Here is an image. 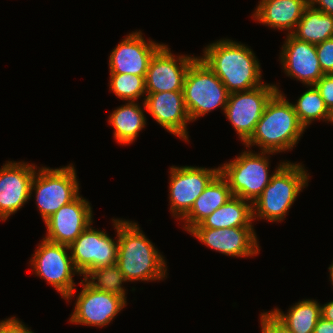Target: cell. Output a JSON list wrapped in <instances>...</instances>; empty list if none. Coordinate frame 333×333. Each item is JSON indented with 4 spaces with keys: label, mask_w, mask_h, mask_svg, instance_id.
Listing matches in <instances>:
<instances>
[{
    "label": "cell",
    "mask_w": 333,
    "mask_h": 333,
    "mask_svg": "<svg viewBox=\"0 0 333 333\" xmlns=\"http://www.w3.org/2000/svg\"><path fill=\"white\" fill-rule=\"evenodd\" d=\"M199 57L222 81L229 93L252 90L264 84L257 56L241 42L219 39L206 45Z\"/></svg>",
    "instance_id": "cell-1"
},
{
    "label": "cell",
    "mask_w": 333,
    "mask_h": 333,
    "mask_svg": "<svg viewBox=\"0 0 333 333\" xmlns=\"http://www.w3.org/2000/svg\"><path fill=\"white\" fill-rule=\"evenodd\" d=\"M166 263L138 223L118 219L117 265L128 282L164 280L168 274Z\"/></svg>",
    "instance_id": "cell-2"
},
{
    "label": "cell",
    "mask_w": 333,
    "mask_h": 333,
    "mask_svg": "<svg viewBox=\"0 0 333 333\" xmlns=\"http://www.w3.org/2000/svg\"><path fill=\"white\" fill-rule=\"evenodd\" d=\"M277 91L267 103L250 139L244 144L260 151L280 153L291 151L300 141L305 127L300 123L291 102Z\"/></svg>",
    "instance_id": "cell-3"
},
{
    "label": "cell",
    "mask_w": 333,
    "mask_h": 333,
    "mask_svg": "<svg viewBox=\"0 0 333 333\" xmlns=\"http://www.w3.org/2000/svg\"><path fill=\"white\" fill-rule=\"evenodd\" d=\"M269 184L252 204L253 220L281 222L300 192L308 186L310 175L302 163L280 162Z\"/></svg>",
    "instance_id": "cell-4"
},
{
    "label": "cell",
    "mask_w": 333,
    "mask_h": 333,
    "mask_svg": "<svg viewBox=\"0 0 333 333\" xmlns=\"http://www.w3.org/2000/svg\"><path fill=\"white\" fill-rule=\"evenodd\" d=\"M228 96L225 85L198 56L190 64L183 86V98L190 121L193 122L219 107L224 114Z\"/></svg>",
    "instance_id": "cell-5"
},
{
    "label": "cell",
    "mask_w": 333,
    "mask_h": 333,
    "mask_svg": "<svg viewBox=\"0 0 333 333\" xmlns=\"http://www.w3.org/2000/svg\"><path fill=\"white\" fill-rule=\"evenodd\" d=\"M245 150L232 161L220 165V174L227 180L233 196L253 204L270 182L273 174L269 172V157L275 154L268 151L256 153L247 147Z\"/></svg>",
    "instance_id": "cell-6"
},
{
    "label": "cell",
    "mask_w": 333,
    "mask_h": 333,
    "mask_svg": "<svg viewBox=\"0 0 333 333\" xmlns=\"http://www.w3.org/2000/svg\"><path fill=\"white\" fill-rule=\"evenodd\" d=\"M77 172L72 163L60 168L38 167L31 184V197L45 222L62 206L80 195Z\"/></svg>",
    "instance_id": "cell-7"
},
{
    "label": "cell",
    "mask_w": 333,
    "mask_h": 333,
    "mask_svg": "<svg viewBox=\"0 0 333 333\" xmlns=\"http://www.w3.org/2000/svg\"><path fill=\"white\" fill-rule=\"evenodd\" d=\"M36 276L41 277L60 293L63 299L76 296V283L73 277L80 275L71 258L70 247L42 239L29 261Z\"/></svg>",
    "instance_id": "cell-8"
},
{
    "label": "cell",
    "mask_w": 333,
    "mask_h": 333,
    "mask_svg": "<svg viewBox=\"0 0 333 333\" xmlns=\"http://www.w3.org/2000/svg\"><path fill=\"white\" fill-rule=\"evenodd\" d=\"M277 86L264 83L252 90L229 93L224 114L243 142L242 145L254 133L271 97L277 91L282 92Z\"/></svg>",
    "instance_id": "cell-9"
},
{
    "label": "cell",
    "mask_w": 333,
    "mask_h": 333,
    "mask_svg": "<svg viewBox=\"0 0 333 333\" xmlns=\"http://www.w3.org/2000/svg\"><path fill=\"white\" fill-rule=\"evenodd\" d=\"M169 176V205L172 216L181 220L192 208L195 200L220 173L214 168L171 166Z\"/></svg>",
    "instance_id": "cell-10"
},
{
    "label": "cell",
    "mask_w": 333,
    "mask_h": 333,
    "mask_svg": "<svg viewBox=\"0 0 333 333\" xmlns=\"http://www.w3.org/2000/svg\"><path fill=\"white\" fill-rule=\"evenodd\" d=\"M116 238L106 231L89 225L69 246L75 268L83 276L87 271L117 263L118 256V218H112Z\"/></svg>",
    "instance_id": "cell-11"
},
{
    "label": "cell",
    "mask_w": 333,
    "mask_h": 333,
    "mask_svg": "<svg viewBox=\"0 0 333 333\" xmlns=\"http://www.w3.org/2000/svg\"><path fill=\"white\" fill-rule=\"evenodd\" d=\"M77 294L75 306L70 315L69 322L91 327H104L127 306V299L113 293L95 290L89 287L83 280Z\"/></svg>",
    "instance_id": "cell-12"
},
{
    "label": "cell",
    "mask_w": 333,
    "mask_h": 333,
    "mask_svg": "<svg viewBox=\"0 0 333 333\" xmlns=\"http://www.w3.org/2000/svg\"><path fill=\"white\" fill-rule=\"evenodd\" d=\"M37 165L6 161L0 168V221H6L31 198V184Z\"/></svg>",
    "instance_id": "cell-13"
},
{
    "label": "cell",
    "mask_w": 333,
    "mask_h": 333,
    "mask_svg": "<svg viewBox=\"0 0 333 333\" xmlns=\"http://www.w3.org/2000/svg\"><path fill=\"white\" fill-rule=\"evenodd\" d=\"M173 54L166 44L154 54L145 77L146 93L183 91L188 68L198 56Z\"/></svg>",
    "instance_id": "cell-14"
},
{
    "label": "cell",
    "mask_w": 333,
    "mask_h": 333,
    "mask_svg": "<svg viewBox=\"0 0 333 333\" xmlns=\"http://www.w3.org/2000/svg\"><path fill=\"white\" fill-rule=\"evenodd\" d=\"M188 233L210 249L230 257H254L260 252L254 227L191 228Z\"/></svg>",
    "instance_id": "cell-15"
},
{
    "label": "cell",
    "mask_w": 333,
    "mask_h": 333,
    "mask_svg": "<svg viewBox=\"0 0 333 333\" xmlns=\"http://www.w3.org/2000/svg\"><path fill=\"white\" fill-rule=\"evenodd\" d=\"M163 45L152 39L145 40L140 30L129 33L111 51L109 73L134 74L145 78L152 57Z\"/></svg>",
    "instance_id": "cell-16"
},
{
    "label": "cell",
    "mask_w": 333,
    "mask_h": 333,
    "mask_svg": "<svg viewBox=\"0 0 333 333\" xmlns=\"http://www.w3.org/2000/svg\"><path fill=\"white\" fill-rule=\"evenodd\" d=\"M91 203L79 195L75 200L62 206L44 223L47 241L70 246L79 235L93 224Z\"/></svg>",
    "instance_id": "cell-17"
},
{
    "label": "cell",
    "mask_w": 333,
    "mask_h": 333,
    "mask_svg": "<svg viewBox=\"0 0 333 333\" xmlns=\"http://www.w3.org/2000/svg\"><path fill=\"white\" fill-rule=\"evenodd\" d=\"M146 112L167 132L189 142L190 117L185 106L183 91L147 93Z\"/></svg>",
    "instance_id": "cell-18"
},
{
    "label": "cell",
    "mask_w": 333,
    "mask_h": 333,
    "mask_svg": "<svg viewBox=\"0 0 333 333\" xmlns=\"http://www.w3.org/2000/svg\"><path fill=\"white\" fill-rule=\"evenodd\" d=\"M279 56L286 76L295 78L305 86L315 85L324 75L317 56L316 46L286 34Z\"/></svg>",
    "instance_id": "cell-19"
},
{
    "label": "cell",
    "mask_w": 333,
    "mask_h": 333,
    "mask_svg": "<svg viewBox=\"0 0 333 333\" xmlns=\"http://www.w3.org/2000/svg\"><path fill=\"white\" fill-rule=\"evenodd\" d=\"M308 5L309 0H260L252 18L272 29L292 34Z\"/></svg>",
    "instance_id": "cell-20"
},
{
    "label": "cell",
    "mask_w": 333,
    "mask_h": 333,
    "mask_svg": "<svg viewBox=\"0 0 333 333\" xmlns=\"http://www.w3.org/2000/svg\"><path fill=\"white\" fill-rule=\"evenodd\" d=\"M233 197L227 180L219 173L195 200L190 211L181 219L185 231L198 225L207 216Z\"/></svg>",
    "instance_id": "cell-21"
},
{
    "label": "cell",
    "mask_w": 333,
    "mask_h": 333,
    "mask_svg": "<svg viewBox=\"0 0 333 333\" xmlns=\"http://www.w3.org/2000/svg\"><path fill=\"white\" fill-rule=\"evenodd\" d=\"M138 101H128L126 104L113 110L108 116V123L114 128V138L120 145L132 144L145 129L147 118L144 112L146 107Z\"/></svg>",
    "instance_id": "cell-22"
},
{
    "label": "cell",
    "mask_w": 333,
    "mask_h": 333,
    "mask_svg": "<svg viewBox=\"0 0 333 333\" xmlns=\"http://www.w3.org/2000/svg\"><path fill=\"white\" fill-rule=\"evenodd\" d=\"M252 222H254L252 203L233 196L224 205L192 228L253 227Z\"/></svg>",
    "instance_id": "cell-23"
},
{
    "label": "cell",
    "mask_w": 333,
    "mask_h": 333,
    "mask_svg": "<svg viewBox=\"0 0 333 333\" xmlns=\"http://www.w3.org/2000/svg\"><path fill=\"white\" fill-rule=\"evenodd\" d=\"M284 312L275 307L273 315L292 333H314L318 319L321 317V304L316 299L299 300Z\"/></svg>",
    "instance_id": "cell-24"
},
{
    "label": "cell",
    "mask_w": 333,
    "mask_h": 333,
    "mask_svg": "<svg viewBox=\"0 0 333 333\" xmlns=\"http://www.w3.org/2000/svg\"><path fill=\"white\" fill-rule=\"evenodd\" d=\"M292 35L298 40L317 45L333 37V16L309 4Z\"/></svg>",
    "instance_id": "cell-25"
},
{
    "label": "cell",
    "mask_w": 333,
    "mask_h": 333,
    "mask_svg": "<svg viewBox=\"0 0 333 333\" xmlns=\"http://www.w3.org/2000/svg\"><path fill=\"white\" fill-rule=\"evenodd\" d=\"M310 87V88H308ZM303 94L300 95L296 103L292 102L294 110L298 116L300 123L305 129L315 120H323V122L332 121V113L326 107L319 90L315 85L307 86Z\"/></svg>",
    "instance_id": "cell-26"
},
{
    "label": "cell",
    "mask_w": 333,
    "mask_h": 333,
    "mask_svg": "<svg viewBox=\"0 0 333 333\" xmlns=\"http://www.w3.org/2000/svg\"><path fill=\"white\" fill-rule=\"evenodd\" d=\"M82 280L95 290L105 291L122 296L125 299L127 298V289H125L123 284L128 281L120 271L117 263L89 270L83 275Z\"/></svg>",
    "instance_id": "cell-27"
},
{
    "label": "cell",
    "mask_w": 333,
    "mask_h": 333,
    "mask_svg": "<svg viewBox=\"0 0 333 333\" xmlns=\"http://www.w3.org/2000/svg\"><path fill=\"white\" fill-rule=\"evenodd\" d=\"M109 89L120 100L137 101L146 97L145 78L134 74L109 73ZM145 95V96H144Z\"/></svg>",
    "instance_id": "cell-28"
},
{
    "label": "cell",
    "mask_w": 333,
    "mask_h": 333,
    "mask_svg": "<svg viewBox=\"0 0 333 333\" xmlns=\"http://www.w3.org/2000/svg\"><path fill=\"white\" fill-rule=\"evenodd\" d=\"M315 46L323 74H333V37Z\"/></svg>",
    "instance_id": "cell-29"
},
{
    "label": "cell",
    "mask_w": 333,
    "mask_h": 333,
    "mask_svg": "<svg viewBox=\"0 0 333 333\" xmlns=\"http://www.w3.org/2000/svg\"><path fill=\"white\" fill-rule=\"evenodd\" d=\"M261 333H292L271 311L260 314Z\"/></svg>",
    "instance_id": "cell-30"
},
{
    "label": "cell",
    "mask_w": 333,
    "mask_h": 333,
    "mask_svg": "<svg viewBox=\"0 0 333 333\" xmlns=\"http://www.w3.org/2000/svg\"><path fill=\"white\" fill-rule=\"evenodd\" d=\"M328 110L333 114V74H324L315 84Z\"/></svg>",
    "instance_id": "cell-31"
},
{
    "label": "cell",
    "mask_w": 333,
    "mask_h": 333,
    "mask_svg": "<svg viewBox=\"0 0 333 333\" xmlns=\"http://www.w3.org/2000/svg\"><path fill=\"white\" fill-rule=\"evenodd\" d=\"M0 333H34L15 316L0 321Z\"/></svg>",
    "instance_id": "cell-32"
},
{
    "label": "cell",
    "mask_w": 333,
    "mask_h": 333,
    "mask_svg": "<svg viewBox=\"0 0 333 333\" xmlns=\"http://www.w3.org/2000/svg\"><path fill=\"white\" fill-rule=\"evenodd\" d=\"M309 4L317 10L333 16V0H309Z\"/></svg>",
    "instance_id": "cell-33"
},
{
    "label": "cell",
    "mask_w": 333,
    "mask_h": 333,
    "mask_svg": "<svg viewBox=\"0 0 333 333\" xmlns=\"http://www.w3.org/2000/svg\"><path fill=\"white\" fill-rule=\"evenodd\" d=\"M314 333H333V322L320 317L315 326Z\"/></svg>",
    "instance_id": "cell-34"
},
{
    "label": "cell",
    "mask_w": 333,
    "mask_h": 333,
    "mask_svg": "<svg viewBox=\"0 0 333 333\" xmlns=\"http://www.w3.org/2000/svg\"><path fill=\"white\" fill-rule=\"evenodd\" d=\"M321 317L333 322V300L321 305Z\"/></svg>",
    "instance_id": "cell-35"
},
{
    "label": "cell",
    "mask_w": 333,
    "mask_h": 333,
    "mask_svg": "<svg viewBox=\"0 0 333 333\" xmlns=\"http://www.w3.org/2000/svg\"><path fill=\"white\" fill-rule=\"evenodd\" d=\"M328 270H329V275H330L329 279H330L331 285L333 286V261H332V264L329 265Z\"/></svg>",
    "instance_id": "cell-36"
}]
</instances>
